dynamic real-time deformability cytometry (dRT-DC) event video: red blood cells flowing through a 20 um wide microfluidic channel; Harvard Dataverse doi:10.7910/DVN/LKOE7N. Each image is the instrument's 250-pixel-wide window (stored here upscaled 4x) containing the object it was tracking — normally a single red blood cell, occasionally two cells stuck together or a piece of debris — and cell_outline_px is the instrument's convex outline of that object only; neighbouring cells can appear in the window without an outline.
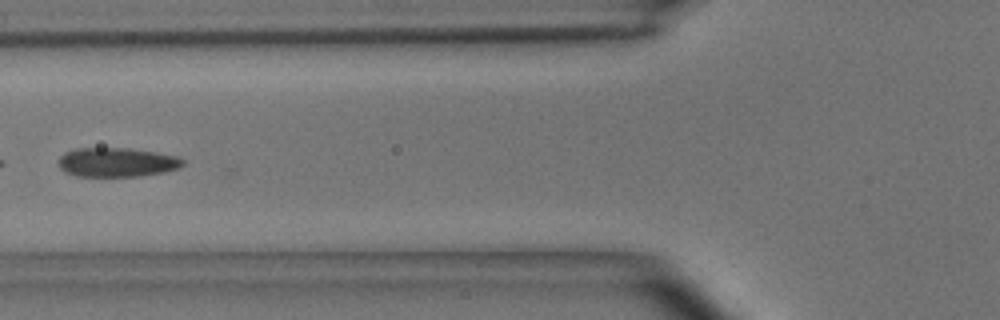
{"species": "common noctule bat (a hibernating species)", "species_latin": "Nyctalus noctula", "temperature_condition": "room temperature", "stored_images_in_passage": 3, "camera_frame_rate_fps": 3000, "um_per_image_px": 0.085, "animal": {"sex": "male", "body_mass_g": 15.6}, "frame": {"image": 1, "passage_image": 2, "time_ms": 0.333, "image_size_px": [1000, 320], "cell_outline_px": [[184, 164], [180, 168], [164, 172], [140, 176], [76, 176], [64, 172], [60, 168], [60, 156], [64, 152], [76, 148], [128, 148], [156, 152], [180, 156], [184, 160]], "centroid_in_image_um": [9.97, 13.79], "position_along_channel_um": 115.8, "area_um2": 21.33}}